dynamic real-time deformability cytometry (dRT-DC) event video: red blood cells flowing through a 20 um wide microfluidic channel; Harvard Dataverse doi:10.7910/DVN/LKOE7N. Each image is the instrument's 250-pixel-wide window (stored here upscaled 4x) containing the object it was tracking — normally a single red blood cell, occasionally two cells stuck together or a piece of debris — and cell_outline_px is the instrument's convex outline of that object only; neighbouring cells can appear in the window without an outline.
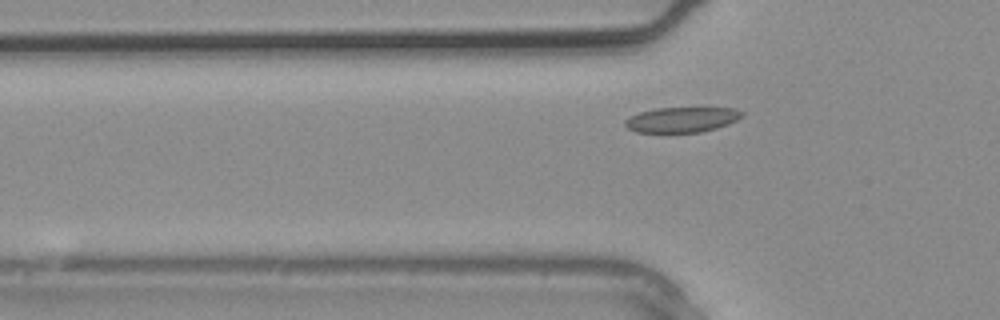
{"species": "common noctule bat (a hibernating species)", "species_latin": "Nyctalus noctula", "temperature_condition": "warm", "stored_images_in_passage": 2, "camera_frame_rate_fps": 3000, "um_per_image_px": 0.085, "animal": {"sex": "male", "body_mass_g": 20.4}, "frame": {"image": 1, "passage_image": 2, "time_ms": 0.333, "image_size_px": [1000, 320], "cell_outline_px": [[744, 116], [728, 124], [716, 128], [700, 132], [636, 132], [628, 128], [624, 124], [624, 120], [628, 116], [640, 112], [656, 108], [736, 108], [744, 112]], "centroid_in_image_um": [57.95, 10.16], "position_along_channel_um": 67.8, "area_um2": 17.22}}